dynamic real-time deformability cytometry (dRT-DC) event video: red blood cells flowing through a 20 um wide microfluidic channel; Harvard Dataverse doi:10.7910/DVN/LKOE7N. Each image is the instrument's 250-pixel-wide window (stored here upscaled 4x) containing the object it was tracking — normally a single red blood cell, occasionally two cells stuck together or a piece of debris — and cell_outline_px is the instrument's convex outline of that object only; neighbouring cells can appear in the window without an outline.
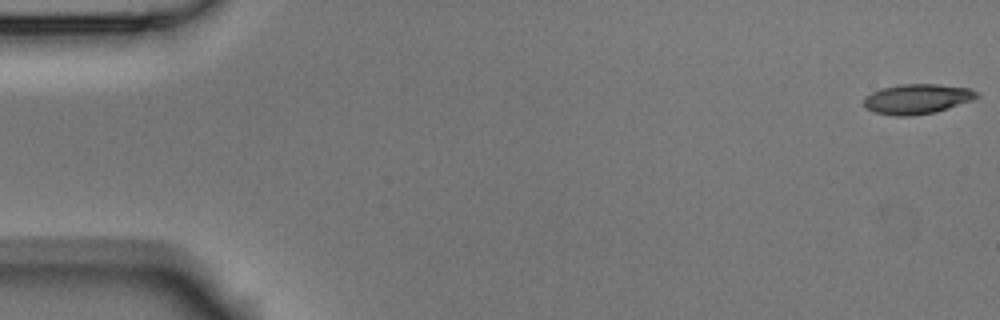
{"species": "Egyptian fruit bat (a non-hibernating species)", "species_latin": "Rousettus aegyptiacus", "temperature_condition": "room temperature", "stored_images_in_passage": 6, "camera_frame_rate_fps": 3000, "um_per_image_px": 0.085, "animal": {"sex": "male"}, "frame": {"image": 1, "passage_image": 1, "time_ms": 0.0, "image_size_px": [1000, 320], "cell_outline_px": [[980, 96], [972, 100], [936, 112], [912, 116], [896, 116], [876, 112], [868, 108], [864, 104], [864, 96], [880, 88], [900, 84], [940, 84], [968, 88], [976, 92]], "centroid_in_image_um": [77.95, 8.4], "position_along_channel_um": 7.0, "area_um2": 19.65}}
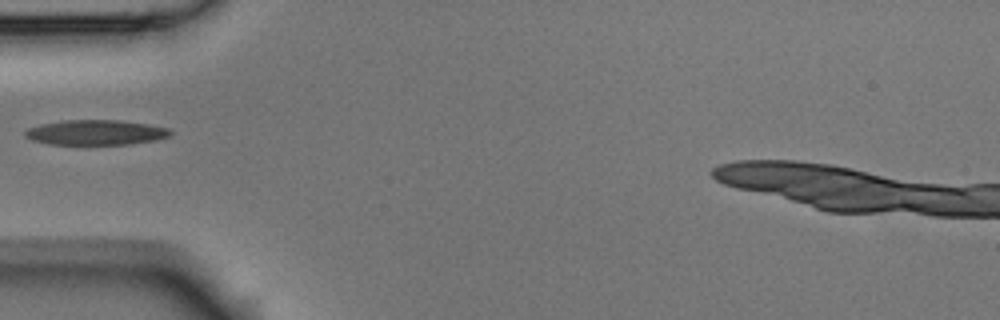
{"frame": {"image": 2, "passage_image": 5, "time_ms": 1.333, "image_size_px": [1000, 320], "cell_outline_px": [[172, 132], [168, 136], [156, 140], [128, 144], [48, 144], [32, 140], [24, 136], [24, 132], [28, 128], [40, 124], [64, 120], [120, 120], [148, 124], [168, 128]], "centroid_in_image_um": [8.11, 11.25], "position_along_channel_um": 76.9, "area_um2": 21.15}}
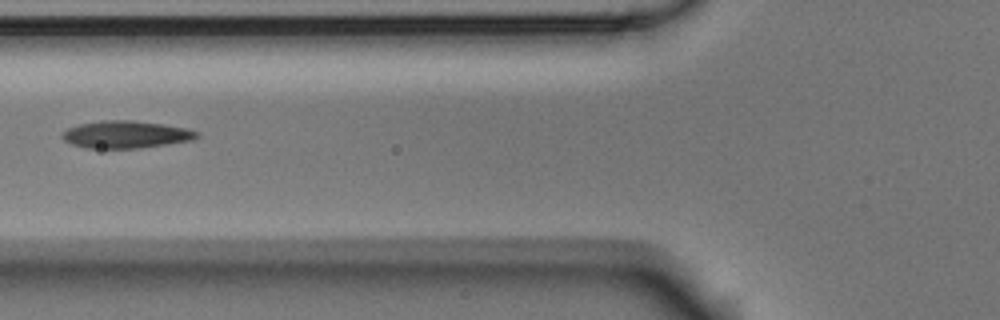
{"frame": {"image": 3, "passage_image": 6, "time_ms": 1.667, "image_size_px": [1000, 320], "cell_outline_px": [[200, 136], [192, 140], [140, 148], [88, 148], [72, 144], [64, 140], [60, 136], [68, 128], [80, 124], [104, 120], [132, 120], [164, 124], [188, 128], [200, 132]], "centroid_in_image_um": [10.74, 11.43], "position_along_channel_um": 115.1, "area_um2": 21.44}}